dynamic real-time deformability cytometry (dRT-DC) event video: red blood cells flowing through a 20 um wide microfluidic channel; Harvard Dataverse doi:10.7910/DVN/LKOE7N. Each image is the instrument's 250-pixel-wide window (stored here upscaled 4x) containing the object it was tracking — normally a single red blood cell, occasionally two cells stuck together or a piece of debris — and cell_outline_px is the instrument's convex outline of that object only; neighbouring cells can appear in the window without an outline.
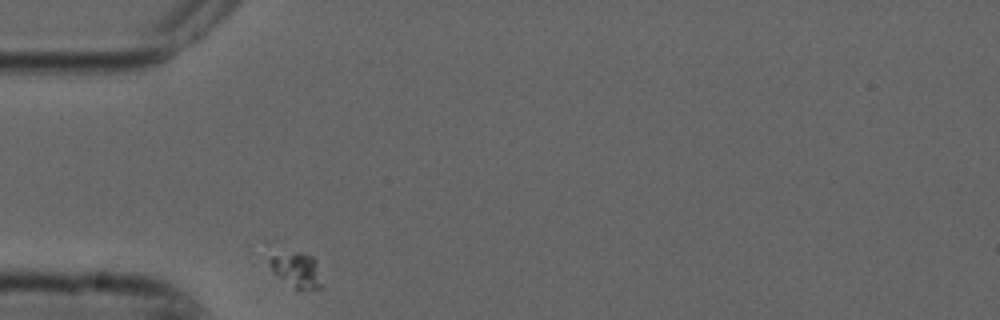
{"species": "common noctule bat (a hibernating species)", "species_latin": "Nyctalus noctula", "temperature_condition": "cold", "stored_images_in_passage": 32, "camera_frame_rate_fps": 3000, "um_per_image_px": 0.085, "animal": {"sex": "male", "forearm_length_mm": 52.5}, "frame": {"image": 1, "passage_image": 1, "time_ms": 0.0, "image_size_px": [1000, 320], "cell_outline_px": [[324, 288], [296, 288], [272, 272], [268, 264], [268, 260], [272, 256], [296, 252], [312, 256], [316, 260]], "centroid_in_image_um": [25.24, 22.95], "position_along_channel_um": 59.8, "area_um2": 10.4}}
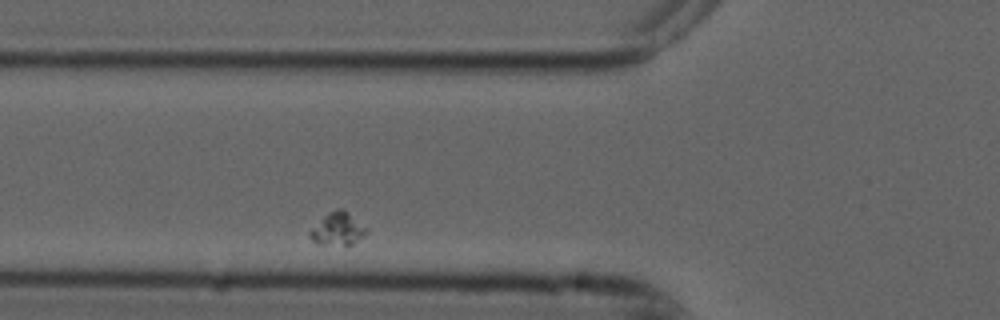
{"frame": {"image": 2, "passage_image": 5, "time_ms": 1.333, "image_size_px": [1000, 320], "cell_outline_px": [[368, 228], [364, 236], [348, 248], [320, 244], [312, 240], [308, 236], [308, 232], [328, 212], [336, 208], [344, 208]], "centroid_in_image_um": [28.73, 19.49], "position_along_channel_um": 97.1, "area_um2": 11.27}}
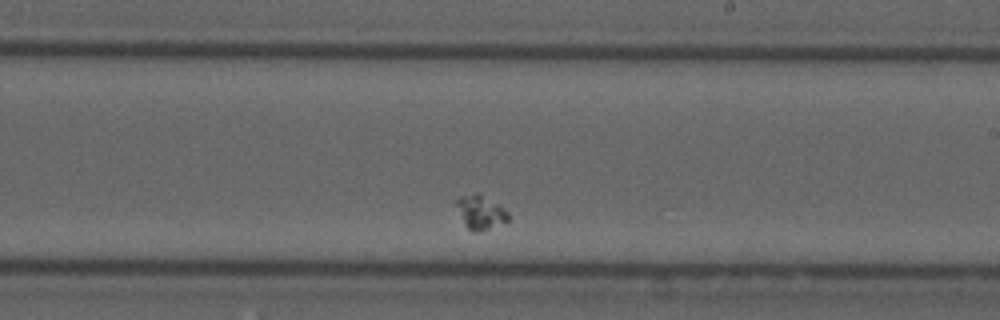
{"frame": {"image": 3, "passage_image": 19, "time_ms": 6.0, "image_size_px": [1000, 320], "cell_outline_px": [[508, 220], [488, 228], [476, 232], [472, 232], [464, 224], [452, 200], [460, 196], [476, 192], [504, 208], [508, 212]], "centroid_in_image_um": [40.75, 18.01], "position_along_channel_um": 248.2, "area_um2": 10.17}}